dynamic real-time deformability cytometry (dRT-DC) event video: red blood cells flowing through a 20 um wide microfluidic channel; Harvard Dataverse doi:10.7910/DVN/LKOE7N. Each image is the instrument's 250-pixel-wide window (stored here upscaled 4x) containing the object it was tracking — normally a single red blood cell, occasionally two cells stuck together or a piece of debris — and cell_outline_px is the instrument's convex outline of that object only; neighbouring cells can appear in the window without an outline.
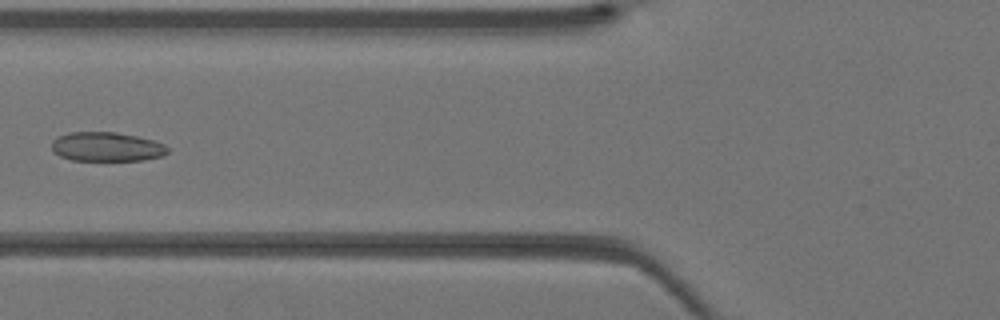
{"species": "Egyptian fruit bat (a non-hibernating species)", "species_latin": "Rousettus aegyptiacus", "temperature_condition": "warm", "stored_images_in_passage": 37, "camera_frame_rate_fps": 3000, "um_per_image_px": 0.085, "animal": {"sex": "female"}, "frame": {"image": 1, "passage_image": 16, "time_ms": 5.0, "image_size_px": [1000, 320], "cell_outline_px": [[168, 152], [164, 156], [144, 160], [72, 160], [60, 156], [52, 152], [52, 140], [56, 136], [68, 132], [116, 132], [136, 136], [152, 140], [164, 144], [168, 148]], "centroid_in_image_um": [9.04, 12.47], "position_along_channel_um": 116.8, "area_um2": 19.88}}
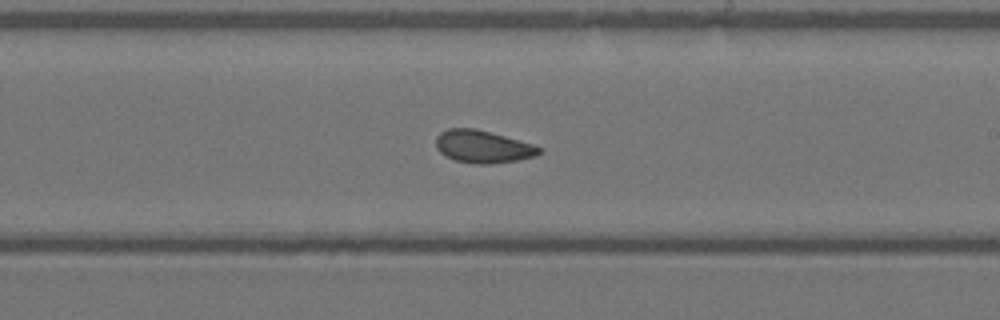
{"frame": {"image": 2, "passage_image": 24, "time_ms": 7.667, "image_size_px": [1000, 320], "cell_outline_px": [[544, 148], [536, 156], [516, 160], [492, 164], [476, 164], [456, 160], [440, 152], [436, 148], [436, 136], [440, 132], [448, 128], [476, 128], [532, 144]], "centroid_in_image_um": [41.04, 12.46], "position_along_channel_um": 248.0, "area_um2": 19.48}}
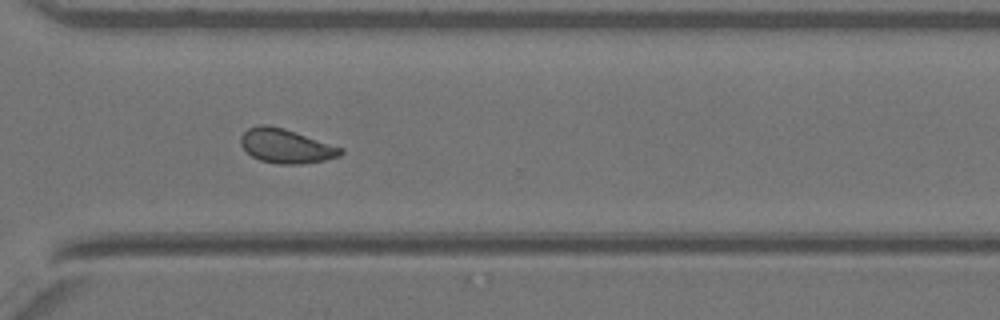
{"frame": {"image": 3, "passage_image": 30, "time_ms": 9.667, "image_size_px": [1000, 320], "cell_outline_px": [[344, 152], [340, 156], [324, 160], [300, 164], [280, 164], [260, 160], [252, 156], [240, 144], [240, 136], [248, 128], [260, 124], [268, 124], [284, 128], [344, 148]], "centroid_in_image_um": [24.31, 12.4], "position_along_channel_um": 346.3, "area_um2": 19.94}}